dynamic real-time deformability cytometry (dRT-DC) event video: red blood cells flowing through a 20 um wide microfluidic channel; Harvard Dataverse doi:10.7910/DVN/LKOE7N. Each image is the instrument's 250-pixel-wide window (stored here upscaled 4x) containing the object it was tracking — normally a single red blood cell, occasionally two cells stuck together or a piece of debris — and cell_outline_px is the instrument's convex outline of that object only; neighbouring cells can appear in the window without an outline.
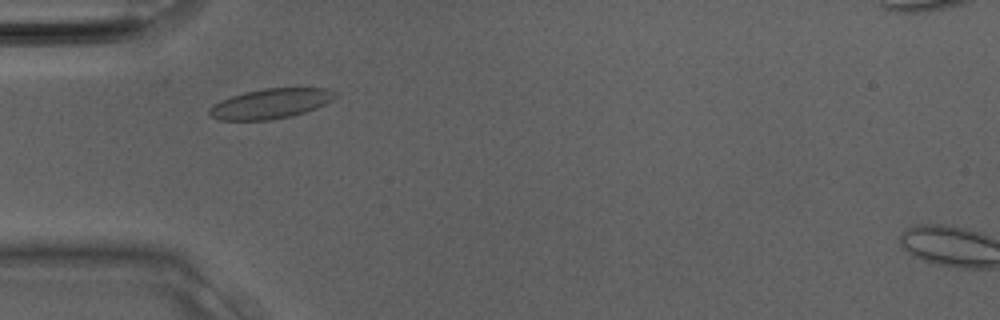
{"species": "Egyptian fruit bat (a non-hibernating species)", "species_latin": "Rousettus aegyptiacus", "temperature_condition": "room temperature", "stored_images_in_passage": 24, "camera_frame_rate_fps": 3000, "um_per_image_px": 0.085, "animal": {"sex": "male"}, "frame": {"image": 1, "passage_image": 2, "time_ms": 0.333, "image_size_px": [1000, 320], "cell_outline_px": [[336, 96], [332, 100], [316, 108], [292, 116], [272, 120], [220, 120], [212, 116], [208, 112], [208, 108], [220, 100], [244, 92], [264, 88], [328, 88], [336, 92]], "centroid_in_image_um": [23.0, 8.81], "position_along_channel_um": 62.0, "area_um2": 21.96}}
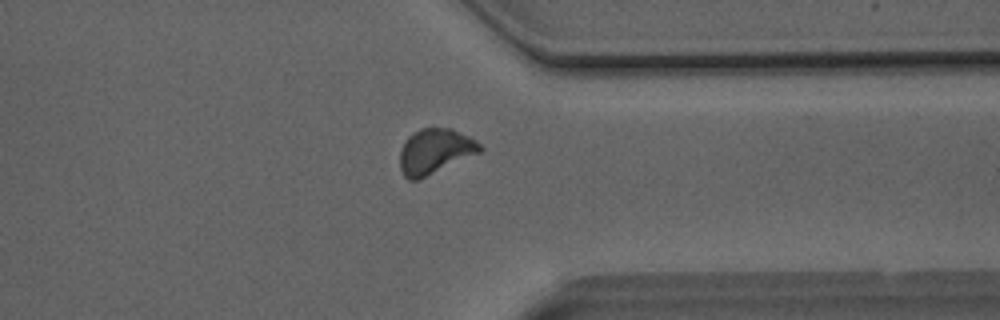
{"frame": {"image": 2, "passage_image": 17, "time_ms": 5.333, "image_size_px": [1000, 320], "cell_outline_px": [[484, 148], [480, 152], [420, 180], [408, 180], [404, 176], [400, 168], [400, 148], [404, 140], [412, 132], [420, 128], [452, 128], [476, 140]], "centroid_in_image_um": [36.94, 12.86], "position_along_channel_um": 374.5, "area_um2": 21.33}}
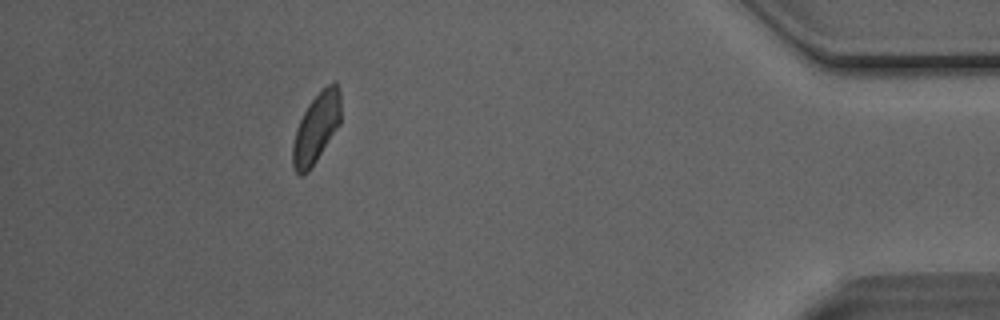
{"frame": {"image": 3, "passage_image": 21, "time_ms": 6.667, "image_size_px": [1000, 320], "cell_outline_px": [[340, 124], [308, 172], [300, 176], [296, 172], [292, 164], [292, 144], [296, 128], [308, 104], [328, 84], [336, 80], [340, 92]], "centroid_in_image_um": [26.87, 10.88], "position_along_channel_um": 408.3, "area_um2": 19.36}}